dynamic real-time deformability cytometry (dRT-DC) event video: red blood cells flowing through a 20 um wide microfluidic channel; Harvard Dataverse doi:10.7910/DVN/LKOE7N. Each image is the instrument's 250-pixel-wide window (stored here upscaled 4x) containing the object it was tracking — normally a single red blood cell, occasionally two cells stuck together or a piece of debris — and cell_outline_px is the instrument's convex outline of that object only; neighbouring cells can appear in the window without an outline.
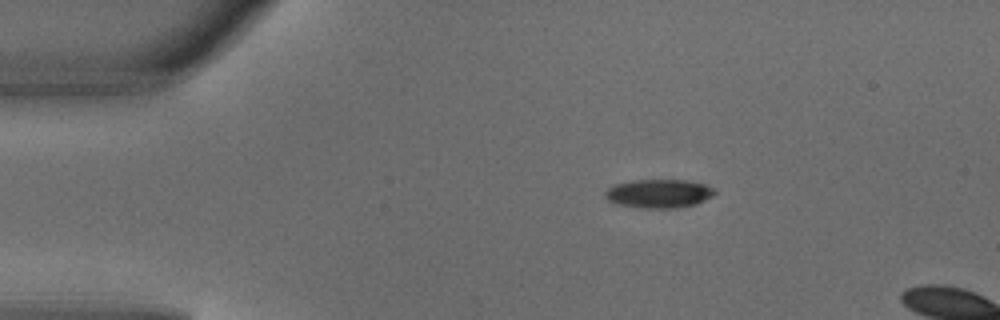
{"species": "common noctule bat (a hibernating species)", "species_latin": "Nyctalus noctula", "temperature_condition": "warm", "stored_images_in_passage": 2, "camera_frame_rate_fps": 3000, "um_per_image_px": 0.085, "animal": {"sex": "male", "body_mass_g": 18.8}, "frame": {"image": 1, "passage_image": 1, "time_ms": 0.0, "image_size_px": [1000, 320], "cell_outline_px": [[716, 192], [712, 196], [696, 204], [672, 208], [648, 208], [616, 204], [608, 200], [604, 196], [604, 192], [612, 184], [632, 180], [688, 180], [704, 184], [716, 188]], "centroid_in_image_um": [55.99, 16.44], "position_along_channel_um": 29.0, "area_um2": 18.38}}